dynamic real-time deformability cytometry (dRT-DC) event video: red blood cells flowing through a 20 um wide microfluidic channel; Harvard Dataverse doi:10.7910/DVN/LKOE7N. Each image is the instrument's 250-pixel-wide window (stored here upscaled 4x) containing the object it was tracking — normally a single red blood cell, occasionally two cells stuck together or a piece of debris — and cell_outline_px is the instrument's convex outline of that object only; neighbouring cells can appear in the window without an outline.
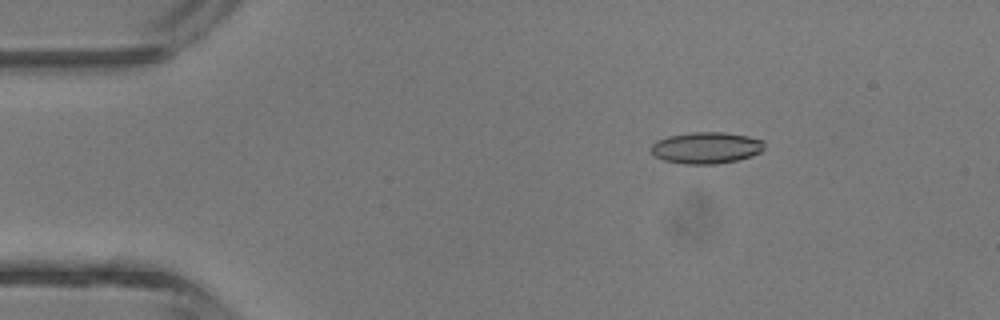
{"species": "common noctule bat (a hibernating species)", "species_latin": "Nyctalus noctula", "temperature_condition": "room temperature", "stored_images_in_passage": 4, "camera_frame_rate_fps": 3000, "um_per_image_px": 0.085, "animal": {"sex": "male", "body_mass_g": 13.3}, "frame": {"image": 1, "passage_image": 2, "time_ms": 1.333, "image_size_px": [1000, 320], "cell_outline_px": [[764, 148], [760, 152], [752, 156], [736, 160], [716, 164], [684, 164], [664, 160], [656, 156], [652, 152], [652, 144], [656, 140], [668, 136], [692, 132], [724, 132], [748, 136], [764, 140]], "centroid_in_image_um": [60.05, 12.56], "position_along_channel_um": 25.0, "area_um2": 20.81}}